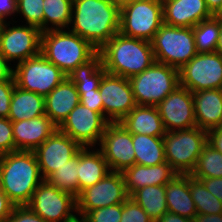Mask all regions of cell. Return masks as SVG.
Listing matches in <instances>:
<instances>
[{"mask_svg": "<svg viewBox=\"0 0 222 222\" xmlns=\"http://www.w3.org/2000/svg\"><path fill=\"white\" fill-rule=\"evenodd\" d=\"M82 147L70 136L58 129L33 152L38 161L40 172L46 180L54 171L63 167Z\"/></svg>", "mask_w": 222, "mask_h": 222, "instance_id": "cell-18", "label": "cell"}, {"mask_svg": "<svg viewBox=\"0 0 222 222\" xmlns=\"http://www.w3.org/2000/svg\"><path fill=\"white\" fill-rule=\"evenodd\" d=\"M189 190L198 214L222 213V202L204 184L189 174Z\"/></svg>", "mask_w": 222, "mask_h": 222, "instance_id": "cell-34", "label": "cell"}, {"mask_svg": "<svg viewBox=\"0 0 222 222\" xmlns=\"http://www.w3.org/2000/svg\"><path fill=\"white\" fill-rule=\"evenodd\" d=\"M78 215L80 217H78ZM65 222H88V221L84 215L77 214L76 216L75 214L73 217H71L70 219H67Z\"/></svg>", "mask_w": 222, "mask_h": 222, "instance_id": "cell-52", "label": "cell"}, {"mask_svg": "<svg viewBox=\"0 0 222 222\" xmlns=\"http://www.w3.org/2000/svg\"><path fill=\"white\" fill-rule=\"evenodd\" d=\"M14 206L15 205L0 188V222H5L7 220Z\"/></svg>", "mask_w": 222, "mask_h": 222, "instance_id": "cell-46", "label": "cell"}, {"mask_svg": "<svg viewBox=\"0 0 222 222\" xmlns=\"http://www.w3.org/2000/svg\"><path fill=\"white\" fill-rule=\"evenodd\" d=\"M98 53L106 72L125 78L142 73L155 62L150 41L127 37L120 32L104 44Z\"/></svg>", "mask_w": 222, "mask_h": 222, "instance_id": "cell-3", "label": "cell"}, {"mask_svg": "<svg viewBox=\"0 0 222 222\" xmlns=\"http://www.w3.org/2000/svg\"><path fill=\"white\" fill-rule=\"evenodd\" d=\"M70 26L99 50L120 31V5L115 0H73Z\"/></svg>", "mask_w": 222, "mask_h": 222, "instance_id": "cell-1", "label": "cell"}, {"mask_svg": "<svg viewBox=\"0 0 222 222\" xmlns=\"http://www.w3.org/2000/svg\"><path fill=\"white\" fill-rule=\"evenodd\" d=\"M13 68H15L13 77L16 86L44 97L67 78L62 70L41 53L17 63Z\"/></svg>", "mask_w": 222, "mask_h": 222, "instance_id": "cell-9", "label": "cell"}, {"mask_svg": "<svg viewBox=\"0 0 222 222\" xmlns=\"http://www.w3.org/2000/svg\"><path fill=\"white\" fill-rule=\"evenodd\" d=\"M197 53L215 52L220 35V17L212 16L193 27Z\"/></svg>", "mask_w": 222, "mask_h": 222, "instance_id": "cell-32", "label": "cell"}, {"mask_svg": "<svg viewBox=\"0 0 222 222\" xmlns=\"http://www.w3.org/2000/svg\"><path fill=\"white\" fill-rule=\"evenodd\" d=\"M155 61L181 69L196 54L193 28L163 24L151 41Z\"/></svg>", "mask_w": 222, "mask_h": 222, "instance_id": "cell-6", "label": "cell"}, {"mask_svg": "<svg viewBox=\"0 0 222 222\" xmlns=\"http://www.w3.org/2000/svg\"><path fill=\"white\" fill-rule=\"evenodd\" d=\"M214 16L222 17V7Z\"/></svg>", "mask_w": 222, "mask_h": 222, "instance_id": "cell-54", "label": "cell"}, {"mask_svg": "<svg viewBox=\"0 0 222 222\" xmlns=\"http://www.w3.org/2000/svg\"><path fill=\"white\" fill-rule=\"evenodd\" d=\"M108 123L100 113L79 103L58 127V130L70 136L82 148H92L96 144H100Z\"/></svg>", "mask_w": 222, "mask_h": 222, "instance_id": "cell-13", "label": "cell"}, {"mask_svg": "<svg viewBox=\"0 0 222 222\" xmlns=\"http://www.w3.org/2000/svg\"><path fill=\"white\" fill-rule=\"evenodd\" d=\"M9 23V24H8ZM0 23V54L10 63H18L40 54L41 30L32 25L10 27V21ZM9 26V27H8Z\"/></svg>", "mask_w": 222, "mask_h": 222, "instance_id": "cell-12", "label": "cell"}, {"mask_svg": "<svg viewBox=\"0 0 222 222\" xmlns=\"http://www.w3.org/2000/svg\"><path fill=\"white\" fill-rule=\"evenodd\" d=\"M165 159L178 174H191L203 147L207 131L196 127L166 132L163 136Z\"/></svg>", "mask_w": 222, "mask_h": 222, "instance_id": "cell-7", "label": "cell"}, {"mask_svg": "<svg viewBox=\"0 0 222 222\" xmlns=\"http://www.w3.org/2000/svg\"><path fill=\"white\" fill-rule=\"evenodd\" d=\"M79 95L82 105L103 116V103L99 90H89L85 91V93H79Z\"/></svg>", "mask_w": 222, "mask_h": 222, "instance_id": "cell-42", "label": "cell"}, {"mask_svg": "<svg viewBox=\"0 0 222 222\" xmlns=\"http://www.w3.org/2000/svg\"><path fill=\"white\" fill-rule=\"evenodd\" d=\"M129 80L138 106H157L180 86L179 70L156 61Z\"/></svg>", "mask_w": 222, "mask_h": 222, "instance_id": "cell-5", "label": "cell"}, {"mask_svg": "<svg viewBox=\"0 0 222 222\" xmlns=\"http://www.w3.org/2000/svg\"><path fill=\"white\" fill-rule=\"evenodd\" d=\"M180 86L190 92L222 89V56L217 52L197 53L179 69Z\"/></svg>", "mask_w": 222, "mask_h": 222, "instance_id": "cell-10", "label": "cell"}, {"mask_svg": "<svg viewBox=\"0 0 222 222\" xmlns=\"http://www.w3.org/2000/svg\"><path fill=\"white\" fill-rule=\"evenodd\" d=\"M168 212L189 219L197 214L195 203L189 190V174H178L165 185Z\"/></svg>", "mask_w": 222, "mask_h": 222, "instance_id": "cell-25", "label": "cell"}, {"mask_svg": "<svg viewBox=\"0 0 222 222\" xmlns=\"http://www.w3.org/2000/svg\"><path fill=\"white\" fill-rule=\"evenodd\" d=\"M120 123L131 134L163 137L166 133L157 106L136 105Z\"/></svg>", "mask_w": 222, "mask_h": 222, "instance_id": "cell-24", "label": "cell"}, {"mask_svg": "<svg viewBox=\"0 0 222 222\" xmlns=\"http://www.w3.org/2000/svg\"><path fill=\"white\" fill-rule=\"evenodd\" d=\"M98 146L112 172H123L135 164L132 134L120 122L107 124Z\"/></svg>", "mask_w": 222, "mask_h": 222, "instance_id": "cell-16", "label": "cell"}, {"mask_svg": "<svg viewBox=\"0 0 222 222\" xmlns=\"http://www.w3.org/2000/svg\"><path fill=\"white\" fill-rule=\"evenodd\" d=\"M11 63H9L1 54H0V82L8 81L9 79H14L13 73L14 69L11 68Z\"/></svg>", "mask_w": 222, "mask_h": 222, "instance_id": "cell-47", "label": "cell"}, {"mask_svg": "<svg viewBox=\"0 0 222 222\" xmlns=\"http://www.w3.org/2000/svg\"><path fill=\"white\" fill-rule=\"evenodd\" d=\"M43 1L17 0V14H22L26 24L38 27L43 32Z\"/></svg>", "mask_w": 222, "mask_h": 222, "instance_id": "cell-36", "label": "cell"}, {"mask_svg": "<svg viewBox=\"0 0 222 222\" xmlns=\"http://www.w3.org/2000/svg\"><path fill=\"white\" fill-rule=\"evenodd\" d=\"M5 222H46L41 216L33 212L27 205L14 206Z\"/></svg>", "mask_w": 222, "mask_h": 222, "instance_id": "cell-41", "label": "cell"}, {"mask_svg": "<svg viewBox=\"0 0 222 222\" xmlns=\"http://www.w3.org/2000/svg\"><path fill=\"white\" fill-rule=\"evenodd\" d=\"M79 103L77 87L67 77L44 97L45 114L59 127Z\"/></svg>", "mask_w": 222, "mask_h": 222, "instance_id": "cell-22", "label": "cell"}, {"mask_svg": "<svg viewBox=\"0 0 222 222\" xmlns=\"http://www.w3.org/2000/svg\"><path fill=\"white\" fill-rule=\"evenodd\" d=\"M205 4L210 13L214 16L222 7V0H205Z\"/></svg>", "mask_w": 222, "mask_h": 222, "instance_id": "cell-50", "label": "cell"}, {"mask_svg": "<svg viewBox=\"0 0 222 222\" xmlns=\"http://www.w3.org/2000/svg\"><path fill=\"white\" fill-rule=\"evenodd\" d=\"M163 24L193 28L213 15L207 9L205 0H162Z\"/></svg>", "mask_w": 222, "mask_h": 222, "instance_id": "cell-20", "label": "cell"}, {"mask_svg": "<svg viewBox=\"0 0 222 222\" xmlns=\"http://www.w3.org/2000/svg\"><path fill=\"white\" fill-rule=\"evenodd\" d=\"M98 90L108 122H120L136 106L129 78L105 72Z\"/></svg>", "mask_w": 222, "mask_h": 222, "instance_id": "cell-15", "label": "cell"}, {"mask_svg": "<svg viewBox=\"0 0 222 222\" xmlns=\"http://www.w3.org/2000/svg\"><path fill=\"white\" fill-rule=\"evenodd\" d=\"M17 13V0H0V23Z\"/></svg>", "mask_w": 222, "mask_h": 222, "instance_id": "cell-45", "label": "cell"}, {"mask_svg": "<svg viewBox=\"0 0 222 222\" xmlns=\"http://www.w3.org/2000/svg\"><path fill=\"white\" fill-rule=\"evenodd\" d=\"M46 180L59 190L69 192L77 197L79 195L78 153L68 160L63 167L54 171Z\"/></svg>", "mask_w": 222, "mask_h": 222, "instance_id": "cell-33", "label": "cell"}, {"mask_svg": "<svg viewBox=\"0 0 222 222\" xmlns=\"http://www.w3.org/2000/svg\"><path fill=\"white\" fill-rule=\"evenodd\" d=\"M157 222H193V220L176 215L175 213L167 212Z\"/></svg>", "mask_w": 222, "mask_h": 222, "instance_id": "cell-49", "label": "cell"}, {"mask_svg": "<svg viewBox=\"0 0 222 222\" xmlns=\"http://www.w3.org/2000/svg\"><path fill=\"white\" fill-rule=\"evenodd\" d=\"M119 5L125 4V3H129L132 1H138V0H115Z\"/></svg>", "mask_w": 222, "mask_h": 222, "instance_id": "cell-53", "label": "cell"}, {"mask_svg": "<svg viewBox=\"0 0 222 222\" xmlns=\"http://www.w3.org/2000/svg\"><path fill=\"white\" fill-rule=\"evenodd\" d=\"M44 178L33 151L1 155L0 188L15 206L27 205Z\"/></svg>", "mask_w": 222, "mask_h": 222, "instance_id": "cell-2", "label": "cell"}, {"mask_svg": "<svg viewBox=\"0 0 222 222\" xmlns=\"http://www.w3.org/2000/svg\"><path fill=\"white\" fill-rule=\"evenodd\" d=\"M57 129L46 114L30 120L12 121L15 151H34Z\"/></svg>", "mask_w": 222, "mask_h": 222, "instance_id": "cell-19", "label": "cell"}, {"mask_svg": "<svg viewBox=\"0 0 222 222\" xmlns=\"http://www.w3.org/2000/svg\"><path fill=\"white\" fill-rule=\"evenodd\" d=\"M27 206L46 222H65L77 213L76 197L59 190L47 180L36 188Z\"/></svg>", "mask_w": 222, "mask_h": 222, "instance_id": "cell-11", "label": "cell"}, {"mask_svg": "<svg viewBox=\"0 0 222 222\" xmlns=\"http://www.w3.org/2000/svg\"><path fill=\"white\" fill-rule=\"evenodd\" d=\"M123 203L88 211L84 216L88 222H120Z\"/></svg>", "mask_w": 222, "mask_h": 222, "instance_id": "cell-37", "label": "cell"}, {"mask_svg": "<svg viewBox=\"0 0 222 222\" xmlns=\"http://www.w3.org/2000/svg\"><path fill=\"white\" fill-rule=\"evenodd\" d=\"M130 198L147 213L153 222H157L168 212L165 185L145 186L136 190Z\"/></svg>", "mask_w": 222, "mask_h": 222, "instance_id": "cell-29", "label": "cell"}, {"mask_svg": "<svg viewBox=\"0 0 222 222\" xmlns=\"http://www.w3.org/2000/svg\"><path fill=\"white\" fill-rule=\"evenodd\" d=\"M125 188L130 197L136 190L151 185H166L178 173L168 162L154 166L134 164L123 172Z\"/></svg>", "mask_w": 222, "mask_h": 222, "instance_id": "cell-21", "label": "cell"}, {"mask_svg": "<svg viewBox=\"0 0 222 222\" xmlns=\"http://www.w3.org/2000/svg\"><path fill=\"white\" fill-rule=\"evenodd\" d=\"M15 80L0 82V118H8Z\"/></svg>", "mask_w": 222, "mask_h": 222, "instance_id": "cell-40", "label": "cell"}, {"mask_svg": "<svg viewBox=\"0 0 222 222\" xmlns=\"http://www.w3.org/2000/svg\"><path fill=\"white\" fill-rule=\"evenodd\" d=\"M72 7L73 0H44L43 32L69 29L72 18Z\"/></svg>", "mask_w": 222, "mask_h": 222, "instance_id": "cell-31", "label": "cell"}, {"mask_svg": "<svg viewBox=\"0 0 222 222\" xmlns=\"http://www.w3.org/2000/svg\"><path fill=\"white\" fill-rule=\"evenodd\" d=\"M196 126L203 130L222 125V89L193 92Z\"/></svg>", "mask_w": 222, "mask_h": 222, "instance_id": "cell-23", "label": "cell"}, {"mask_svg": "<svg viewBox=\"0 0 222 222\" xmlns=\"http://www.w3.org/2000/svg\"><path fill=\"white\" fill-rule=\"evenodd\" d=\"M163 25L162 0H138L120 5V33L152 41Z\"/></svg>", "mask_w": 222, "mask_h": 222, "instance_id": "cell-8", "label": "cell"}, {"mask_svg": "<svg viewBox=\"0 0 222 222\" xmlns=\"http://www.w3.org/2000/svg\"><path fill=\"white\" fill-rule=\"evenodd\" d=\"M15 151L12 121L0 118V155Z\"/></svg>", "mask_w": 222, "mask_h": 222, "instance_id": "cell-39", "label": "cell"}, {"mask_svg": "<svg viewBox=\"0 0 222 222\" xmlns=\"http://www.w3.org/2000/svg\"><path fill=\"white\" fill-rule=\"evenodd\" d=\"M193 222H222V213L219 214H196Z\"/></svg>", "mask_w": 222, "mask_h": 222, "instance_id": "cell-48", "label": "cell"}, {"mask_svg": "<svg viewBox=\"0 0 222 222\" xmlns=\"http://www.w3.org/2000/svg\"><path fill=\"white\" fill-rule=\"evenodd\" d=\"M190 175L196 179L222 177V154L206 144Z\"/></svg>", "mask_w": 222, "mask_h": 222, "instance_id": "cell-35", "label": "cell"}, {"mask_svg": "<svg viewBox=\"0 0 222 222\" xmlns=\"http://www.w3.org/2000/svg\"><path fill=\"white\" fill-rule=\"evenodd\" d=\"M166 132L196 127L193 94L179 86L157 105Z\"/></svg>", "mask_w": 222, "mask_h": 222, "instance_id": "cell-17", "label": "cell"}, {"mask_svg": "<svg viewBox=\"0 0 222 222\" xmlns=\"http://www.w3.org/2000/svg\"><path fill=\"white\" fill-rule=\"evenodd\" d=\"M67 29L41 33L40 53L66 75L91 60L98 50L87 40Z\"/></svg>", "mask_w": 222, "mask_h": 222, "instance_id": "cell-4", "label": "cell"}, {"mask_svg": "<svg viewBox=\"0 0 222 222\" xmlns=\"http://www.w3.org/2000/svg\"><path fill=\"white\" fill-rule=\"evenodd\" d=\"M110 172L107 161L99 149L82 148L78 152V186L79 194L87 187L93 186Z\"/></svg>", "mask_w": 222, "mask_h": 222, "instance_id": "cell-26", "label": "cell"}, {"mask_svg": "<svg viewBox=\"0 0 222 222\" xmlns=\"http://www.w3.org/2000/svg\"><path fill=\"white\" fill-rule=\"evenodd\" d=\"M205 188L222 202V177L202 178Z\"/></svg>", "mask_w": 222, "mask_h": 222, "instance_id": "cell-43", "label": "cell"}, {"mask_svg": "<svg viewBox=\"0 0 222 222\" xmlns=\"http://www.w3.org/2000/svg\"><path fill=\"white\" fill-rule=\"evenodd\" d=\"M45 115L44 96L14 87L8 118L11 121H22Z\"/></svg>", "mask_w": 222, "mask_h": 222, "instance_id": "cell-27", "label": "cell"}, {"mask_svg": "<svg viewBox=\"0 0 222 222\" xmlns=\"http://www.w3.org/2000/svg\"><path fill=\"white\" fill-rule=\"evenodd\" d=\"M135 164L154 166L166 162L163 137L132 134Z\"/></svg>", "mask_w": 222, "mask_h": 222, "instance_id": "cell-28", "label": "cell"}, {"mask_svg": "<svg viewBox=\"0 0 222 222\" xmlns=\"http://www.w3.org/2000/svg\"><path fill=\"white\" fill-rule=\"evenodd\" d=\"M105 69L101 64V55L97 53L88 62L77 66L67 77L76 85L78 93L98 90Z\"/></svg>", "mask_w": 222, "mask_h": 222, "instance_id": "cell-30", "label": "cell"}, {"mask_svg": "<svg viewBox=\"0 0 222 222\" xmlns=\"http://www.w3.org/2000/svg\"><path fill=\"white\" fill-rule=\"evenodd\" d=\"M120 222H153L147 213L132 199L123 203Z\"/></svg>", "mask_w": 222, "mask_h": 222, "instance_id": "cell-38", "label": "cell"}, {"mask_svg": "<svg viewBox=\"0 0 222 222\" xmlns=\"http://www.w3.org/2000/svg\"><path fill=\"white\" fill-rule=\"evenodd\" d=\"M129 198L122 172L110 171L103 179L82 190L76 197L77 213L124 203Z\"/></svg>", "mask_w": 222, "mask_h": 222, "instance_id": "cell-14", "label": "cell"}, {"mask_svg": "<svg viewBox=\"0 0 222 222\" xmlns=\"http://www.w3.org/2000/svg\"><path fill=\"white\" fill-rule=\"evenodd\" d=\"M207 144L222 154V125L207 131Z\"/></svg>", "mask_w": 222, "mask_h": 222, "instance_id": "cell-44", "label": "cell"}, {"mask_svg": "<svg viewBox=\"0 0 222 222\" xmlns=\"http://www.w3.org/2000/svg\"><path fill=\"white\" fill-rule=\"evenodd\" d=\"M215 52L222 56V17H220V35Z\"/></svg>", "mask_w": 222, "mask_h": 222, "instance_id": "cell-51", "label": "cell"}]
</instances>
